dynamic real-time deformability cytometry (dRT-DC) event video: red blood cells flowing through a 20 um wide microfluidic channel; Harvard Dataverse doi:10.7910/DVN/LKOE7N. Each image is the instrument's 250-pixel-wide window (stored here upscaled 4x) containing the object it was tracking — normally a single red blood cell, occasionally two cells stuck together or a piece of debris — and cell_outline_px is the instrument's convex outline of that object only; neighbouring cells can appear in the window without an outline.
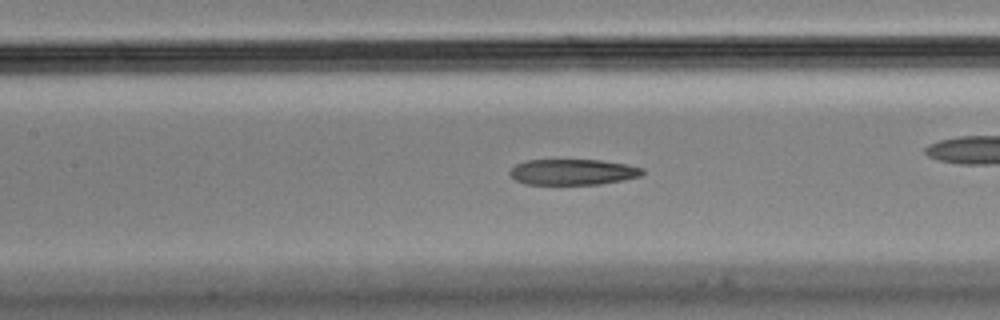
{"species": "Egyptian fruit bat (a non-hibernating species)", "species_latin": "Rousettus aegyptiacus", "temperature_condition": "cold", "stored_images_in_passage": 56, "camera_frame_rate_fps": 3000, "um_per_image_px": 0.085, "animal": {"sex": "male"}, "frame": {"image": 1, "passage_image": 25, "time_ms": 8.0, "image_size_px": [1000, 320], "cell_outline_px": [[644, 172], [640, 176], [624, 180], [600, 184], [524, 184], [516, 180], [508, 172], [516, 164], [528, 160], [600, 160], [628, 164], [644, 168]], "centroid_in_image_um": [48.72, 14.62], "position_along_channel_um": 158.7, "area_um2": 19.94}}
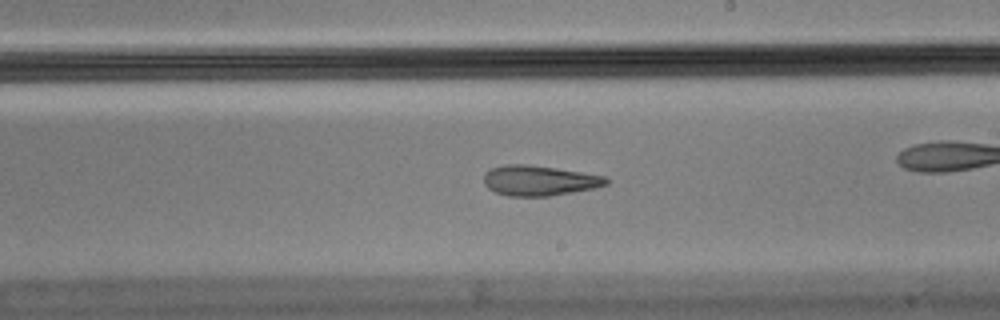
{"frame": {"image": 2, "passage_image": 32, "time_ms": 10.333, "image_size_px": [1000, 320], "cell_outline_px": [[608, 184], [596, 188], [548, 196], [508, 196], [496, 192], [488, 188], [484, 184], [484, 172], [492, 168], [504, 164], [528, 164], [556, 168], [604, 176], [608, 180]], "centroid_in_image_um": [45.81, 15.34], "position_along_channel_um": 243.2, "area_um2": 21.5}, "authors_computed_cell_mechanics": {"area_um2": 21.8484, "velocity_mm_per_s": 3.6281, "shape_relaxation_time_tau1_ms": null, "shape_relaxation_time_tau2_ms": 5.2496, "deformation_change_tau1": null, "deformation_change_tau2": 0.1707}}